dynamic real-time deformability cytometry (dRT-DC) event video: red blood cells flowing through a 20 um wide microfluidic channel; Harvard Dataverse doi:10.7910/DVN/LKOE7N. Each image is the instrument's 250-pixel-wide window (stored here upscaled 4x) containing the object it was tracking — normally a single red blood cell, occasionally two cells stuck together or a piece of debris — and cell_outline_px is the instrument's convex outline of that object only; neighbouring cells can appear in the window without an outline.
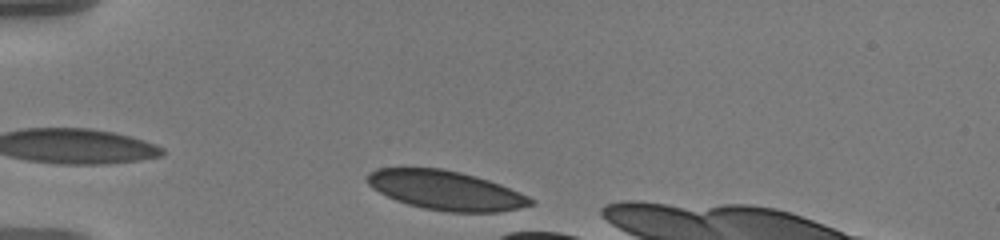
{"species": "human", "species_latin": "Homo sapiens", "temperature_condition": "warm", "stored_images_in_passage": 13, "camera_frame_rate_fps": 3000, "um_per_image_px": 0.085, "donor": {"sex": "male"}, "frame": {"image": 1, "passage_image": 2, "time_ms": 0.333, "image_size_px": [1000, 240], "cell_outline_px": [[536, 200], [532, 204], [516, 208], [496, 212], [448, 212], [424, 208], [408, 204], [396, 200], [372, 188], [364, 180], [364, 176], [368, 172], [376, 168], [400, 164], [440, 168], [460, 172], [476, 176], [500, 184], [528, 196]], "centroid_in_image_um": [37.75, 16.12], "position_along_channel_um": 47.2, "area_um2": 38.15}}
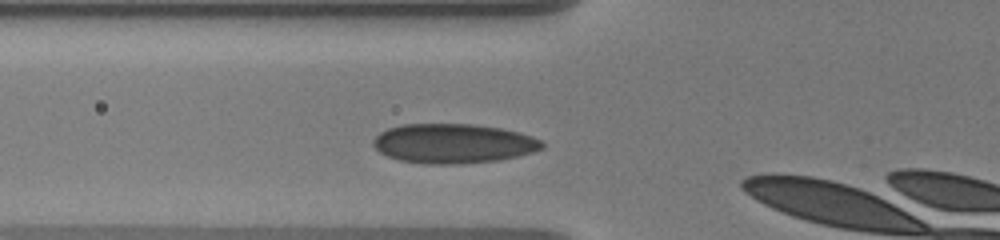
{"frame": {"image": 2, "passage_image": 8, "time_ms": 2.333, "image_size_px": [1000, 240], "cell_outline_px": [[544, 148], [532, 152], [500, 160], [456, 164], [428, 164], [400, 160], [388, 156], [380, 152], [372, 144], [372, 140], [380, 132], [388, 128], [400, 124], [472, 124], [500, 128], [532, 136], [540, 140], [544, 144]], "centroid_in_image_um": [38.51, 12.19], "position_along_channel_um": 87.3, "area_um2": 38.78}}
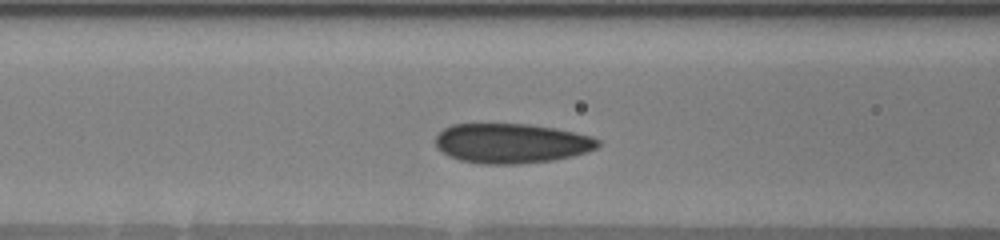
{"frame": {"image": 3, "passage_image": 11, "time_ms": 3.333, "image_size_px": [1000, 240], "cell_outline_px": [[600, 144], [596, 148], [572, 156], [552, 160], [516, 164], [480, 164], [460, 160], [436, 148], [436, 136], [444, 128], [452, 124], [528, 124], [556, 128], [588, 136], [600, 140]], "centroid_in_image_um": [43.45, 12.18], "position_along_channel_um": 123.2, "area_um2": 37.34}}